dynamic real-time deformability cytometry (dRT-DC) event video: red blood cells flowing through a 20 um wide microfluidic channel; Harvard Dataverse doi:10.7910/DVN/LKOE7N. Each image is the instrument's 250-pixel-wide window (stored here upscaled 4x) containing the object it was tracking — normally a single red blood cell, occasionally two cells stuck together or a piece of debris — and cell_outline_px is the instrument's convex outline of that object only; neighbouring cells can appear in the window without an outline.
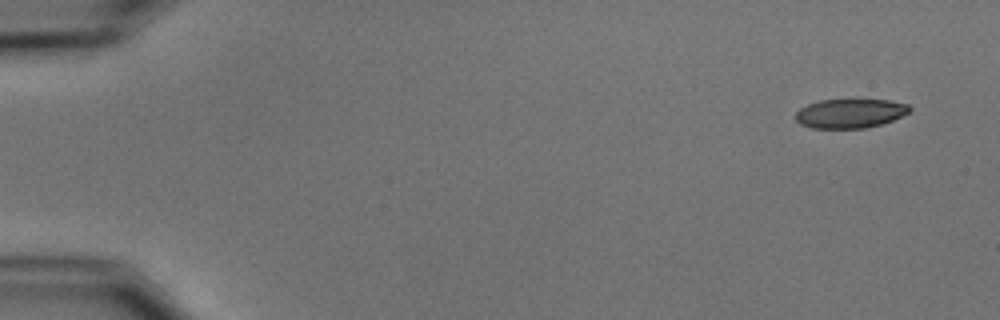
{"species": "common noctule bat (a hibernating species)", "species_latin": "Nyctalus noctula", "temperature_condition": "cold", "stored_images_in_passage": 6, "camera_frame_rate_fps": 3000, "um_per_image_px": 0.085, "animal": {"sex": "male", "body_mass_g": 15.6}, "frame": {"image": 1, "passage_image": 1, "time_ms": 0.0, "image_size_px": [1000, 320], "cell_outline_px": [[912, 108], [908, 112], [892, 120], [880, 124], [864, 128], [812, 128], [800, 124], [796, 120], [796, 112], [800, 108], [808, 104], [820, 100], [888, 100], [908, 104]], "centroid_in_image_um": [72.24, 9.64], "position_along_channel_um": 12.8, "area_um2": 19.19}}
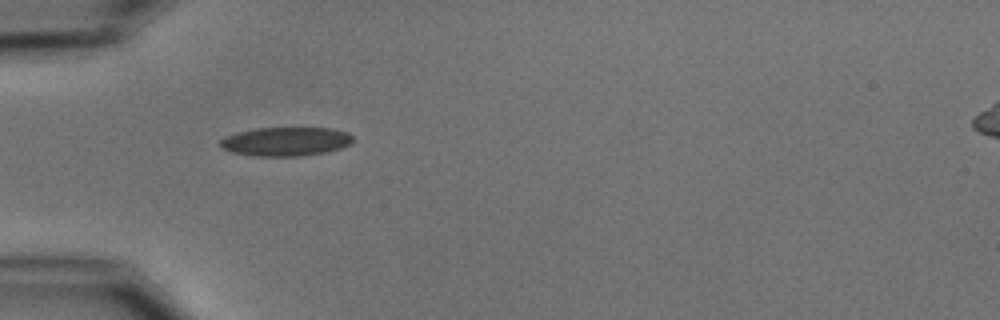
{"frame": {"image": 2, "passage_image": 5, "time_ms": 4.667, "image_size_px": [1000, 320], "cell_outline_px": [[352, 140], [348, 144], [340, 148], [324, 152], [304, 156], [256, 156], [232, 152], [220, 148], [220, 140], [224, 136], [236, 132], [256, 128], [332, 128], [348, 132], [352, 136]], "centroid_in_image_um": [24.24, 12.02], "position_along_channel_um": 60.8, "area_um2": 22.37}}